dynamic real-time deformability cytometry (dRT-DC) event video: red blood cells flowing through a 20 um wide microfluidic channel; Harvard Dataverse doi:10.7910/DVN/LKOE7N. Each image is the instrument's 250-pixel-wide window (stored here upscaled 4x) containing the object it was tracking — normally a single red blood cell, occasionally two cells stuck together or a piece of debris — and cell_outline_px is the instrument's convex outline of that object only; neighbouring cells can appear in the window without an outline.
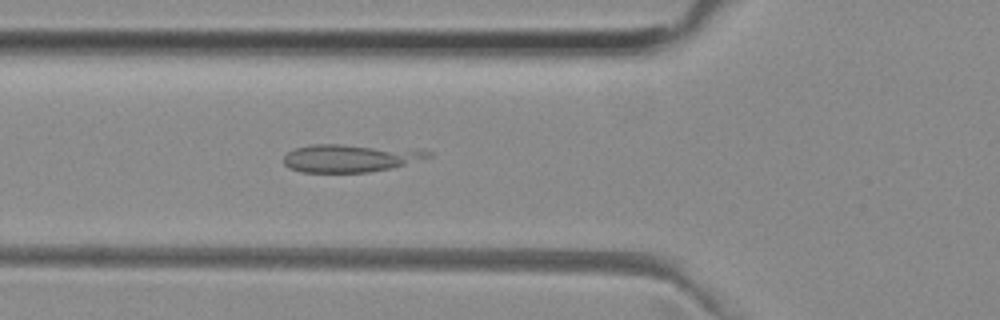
{"species": "common noctule bat (a hibernating species)", "species_latin": "Nyctalus noctula", "temperature_condition": "room temperature", "stored_images_in_passage": 50, "camera_frame_rate_fps": 3000, "um_per_image_px": 0.085, "animal": {"sex": "female", "body_mass_g": 29.2, "forearm_length_mm": 56.3}, "frame": {"image": 1, "passage_image": 17, "time_ms": 5.333, "image_size_px": [1000, 320], "cell_outline_px": [[432, 156], [392, 168], [368, 172], [300, 172], [288, 168], [284, 164], [284, 156], [288, 152], [296, 148], [312, 144], [340, 144], [432, 152]], "centroid_in_image_um": [29.64, 13.45], "position_along_channel_um": 96.2, "area_um2": 22.83}}
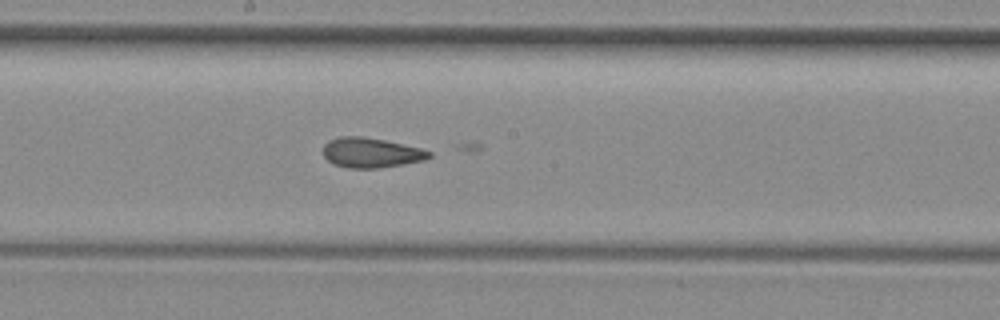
{"frame": {"image": 2, "passage_image": 26, "time_ms": 8.333, "image_size_px": [1000, 320], "cell_outline_px": [[432, 156], [424, 160], [404, 164], [376, 168], [348, 168], [336, 164], [328, 160], [324, 156], [324, 144], [328, 140], [340, 136], [360, 136], [384, 140], [420, 148], [432, 152]], "centroid_in_image_um": [31.54, 12.97], "position_along_channel_um": 216.7, "area_um2": 18.32}}
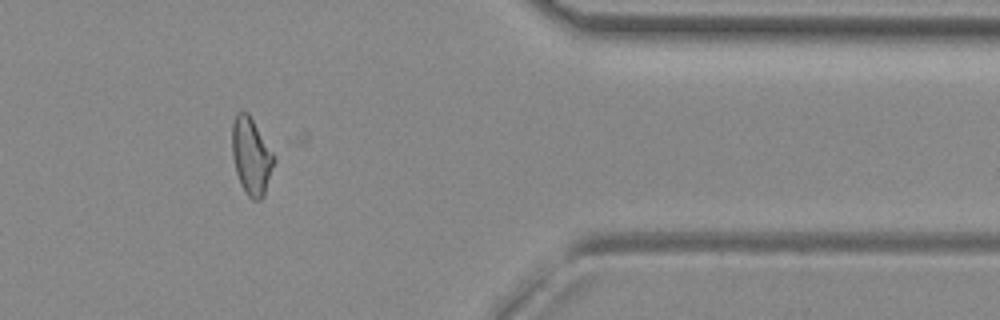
{"frame": {"image": 3, "passage_image": 41, "time_ms": 13.333, "image_size_px": [1000, 320], "cell_outline_px": [[276, 160], [264, 196], [260, 200], [252, 200], [244, 192], [240, 184], [236, 172], [232, 156], [232, 124], [236, 112], [248, 112], [276, 156]], "centroid_in_image_um": [21.37, 13.29], "position_along_channel_um": 390.0, "area_um2": 19.13}}